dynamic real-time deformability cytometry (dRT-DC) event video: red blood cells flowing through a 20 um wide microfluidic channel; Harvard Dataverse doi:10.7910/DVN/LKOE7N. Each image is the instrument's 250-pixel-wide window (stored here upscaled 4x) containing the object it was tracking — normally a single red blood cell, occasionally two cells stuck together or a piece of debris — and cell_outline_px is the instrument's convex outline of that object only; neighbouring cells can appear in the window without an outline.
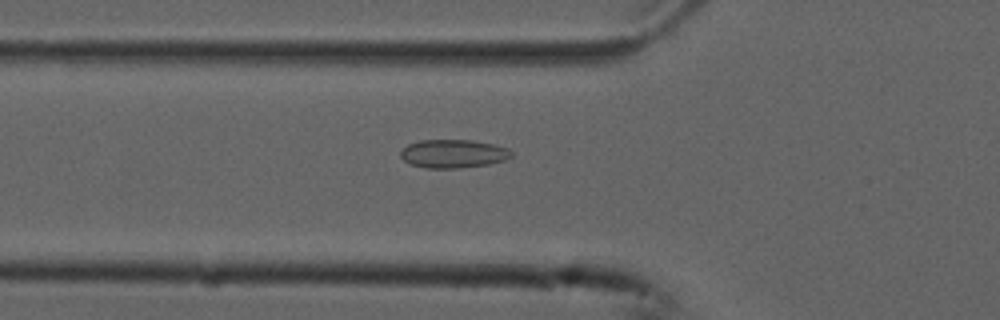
{"species": "common noctule bat (a hibernating species)", "species_latin": "Nyctalus noctula", "temperature_condition": "cold", "stored_images_in_passage": 49, "camera_frame_rate_fps": 3000, "um_per_image_px": 0.085, "animal": {"sex": "male", "forearm_length_mm": 52.5}, "frame": {"image": 1, "passage_image": 19, "time_ms": 6.0, "image_size_px": [1000, 320], "cell_outline_px": [[512, 156], [504, 160], [488, 164], [460, 168], [424, 168], [412, 164], [404, 160], [400, 156], [400, 152], [408, 144], [420, 140], [472, 140], [492, 144], [508, 148], [512, 152]], "centroid_in_image_um": [38.52, 13.06], "position_along_channel_um": 87.3, "area_um2": 18.26}}
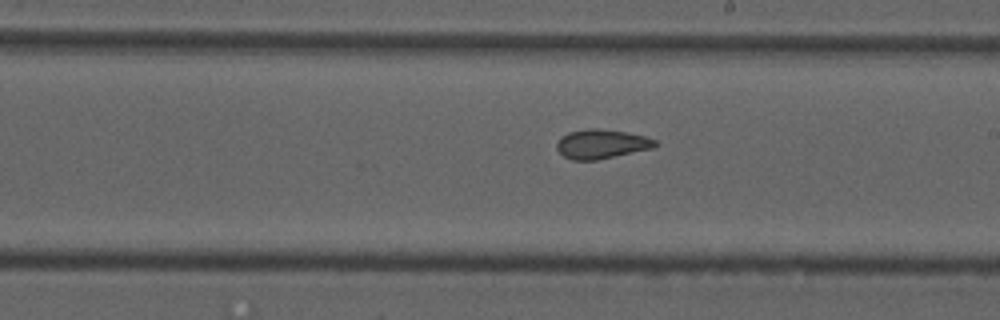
{"frame": {"image": 2, "passage_image": 31, "time_ms": 10.0, "image_size_px": [1000, 320], "cell_outline_px": [[660, 144], [652, 148], [596, 160], [572, 160], [564, 156], [556, 148], [556, 144], [560, 136], [568, 132], [588, 128], [596, 128], [624, 132], [644, 136], [656, 140]], "centroid_in_image_um": [51.1, 12.23], "position_along_channel_um": 237.9, "area_um2": 16.7}}
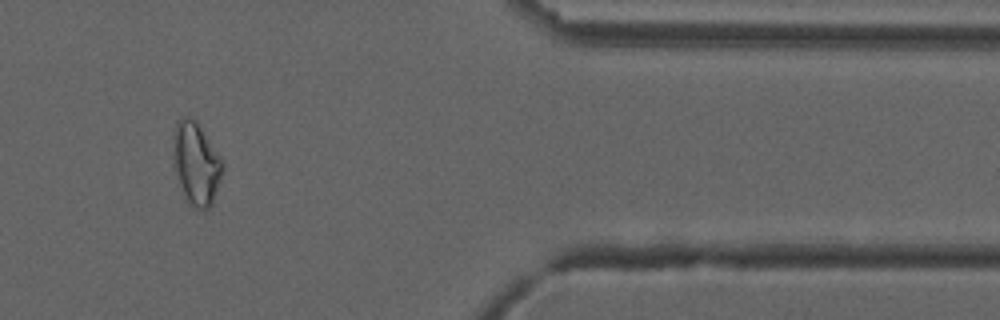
{"frame": {"image": 3, "passage_image": 41, "time_ms": 13.333, "image_size_px": [1000, 320], "cell_outline_px": [[224, 172], [212, 204], [204, 212], [188, 204], [172, 168], [172, 156], [176, 120], [180, 116], [188, 116], [196, 120], [220, 156], [224, 164]], "centroid_in_image_um": [16.66, 13.92], "position_along_channel_um": 394.7, "area_um2": 24.39}, "authors_computed_cell_mechanics": {"area_um2": 19.3052, "velocity_mm_per_s": 3.7549, "shape_relaxation_time_tau1_ms": null, "shape_relaxation_time_tau2_ms": 2.3863, "deformation_change_tau1": null, "deformation_change_tau2": 0.0775}}